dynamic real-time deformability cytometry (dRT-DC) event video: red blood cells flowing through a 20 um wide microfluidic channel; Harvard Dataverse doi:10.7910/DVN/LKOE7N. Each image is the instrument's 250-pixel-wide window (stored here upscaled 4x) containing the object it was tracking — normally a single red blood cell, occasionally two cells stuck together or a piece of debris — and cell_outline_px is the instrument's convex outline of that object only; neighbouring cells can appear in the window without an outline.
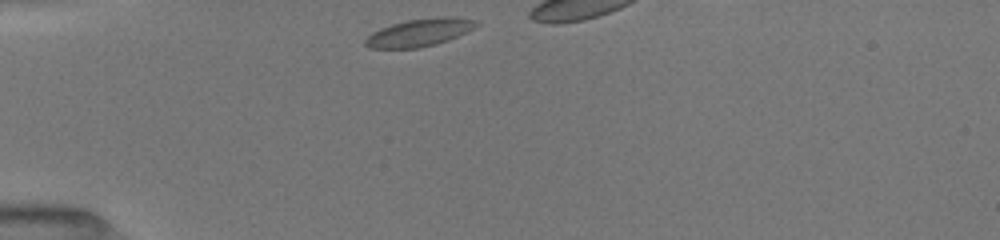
{"species": "common noctule bat (a hibernating species)", "species_latin": "Nyctalus noctula", "temperature_condition": "room temperature", "stored_images_in_passage": 16, "camera_frame_rate_fps": 3000, "um_per_image_px": 0.085, "animal": {"sex": "female", "body_mass_g": 19.5, "forearm_length_mm": 54.1}, "frame": {"image": 1, "passage_image": 1, "time_ms": 0.0, "image_size_px": [1000, 240], "cell_outline_px": [[480, 24], [448, 40], [436, 44], [420, 48], [368, 48], [364, 44], [364, 40], [372, 32], [380, 28], [392, 24], [408, 20], [436, 16], [452, 16], [480, 20]], "centroid_in_image_um": [35.66, 2.75], "position_along_channel_um": 49.3, "area_um2": 17.98}}
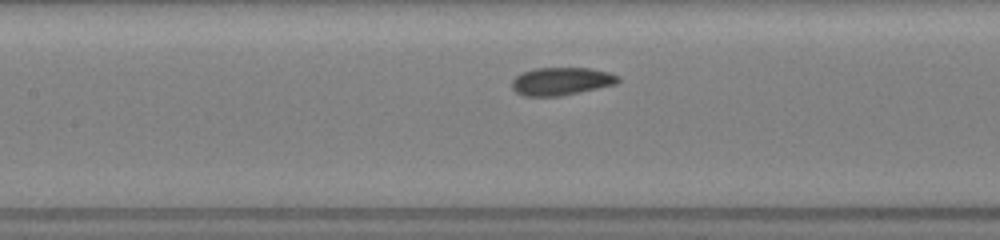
{"frame": {"image": 2, "passage_image": 11, "time_ms": 3.333, "image_size_px": [1000, 240], "cell_outline_px": [[620, 80], [616, 84], [560, 96], [524, 96], [516, 92], [512, 88], [512, 80], [516, 76], [524, 72], [536, 68], [588, 68], [608, 72], [620, 76]], "centroid_in_image_um": [47.71, 6.91], "position_along_channel_um": 159.7, "area_um2": 17.11}}
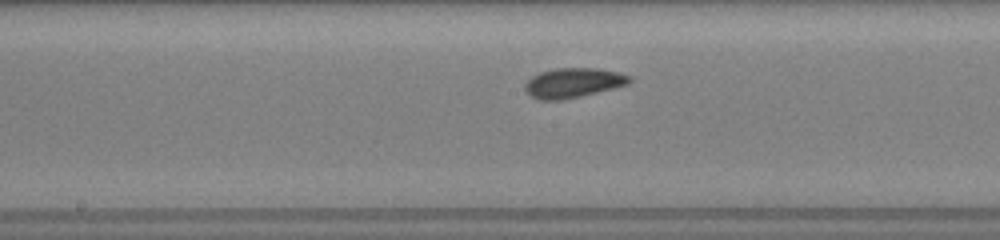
{"frame": {"image": 3, "passage_image": 14, "time_ms": 4.333, "image_size_px": [1000, 240], "cell_outline_px": [[632, 80], [628, 84], [564, 100], [540, 100], [524, 92], [524, 84], [532, 76], [540, 72], [556, 68], [596, 68], [616, 72], [632, 76]], "centroid_in_image_um": [48.68, 7.04], "position_along_channel_um": 199.5, "area_um2": 18.03}}